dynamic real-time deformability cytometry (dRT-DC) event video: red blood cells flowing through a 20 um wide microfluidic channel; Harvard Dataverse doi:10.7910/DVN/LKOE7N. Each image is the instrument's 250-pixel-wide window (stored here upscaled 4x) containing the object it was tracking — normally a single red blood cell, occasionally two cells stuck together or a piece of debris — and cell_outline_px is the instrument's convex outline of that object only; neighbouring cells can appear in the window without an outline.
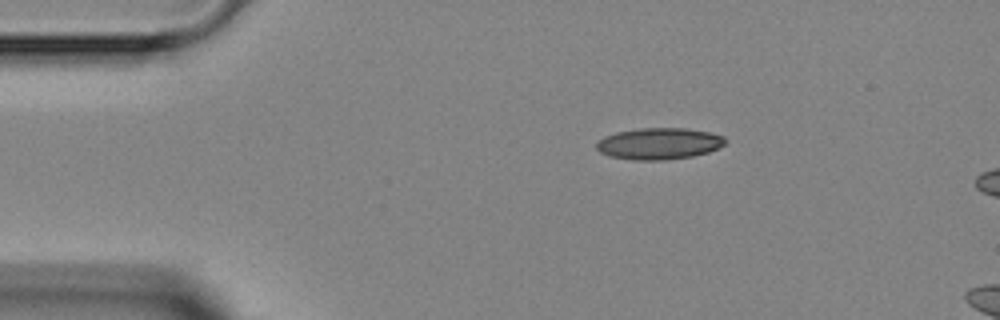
{"species": "Egyptian fruit bat (a non-hibernating species)", "species_latin": "Rousettus aegyptiacus", "temperature_condition": "room temperature", "stored_images_in_passage": 2, "segment_of_instrument_passage": [2, 2], "camera_frame_rate_fps": 3000, "um_per_image_px": 0.085, "animal": {"sex": "female"}, "frame": {"image": 1, "passage_image": 2, "time_ms": 7.0, "image_size_px": [1000, 320], "cell_outline_px": [[728, 140], [724, 144], [708, 152], [692, 156], [664, 160], [632, 160], [608, 156], [600, 152], [596, 148], [596, 140], [604, 136], [616, 132], [640, 128], [684, 128], [708, 132], [724, 136]], "centroid_in_image_um": [55.97, 12.21], "position_along_channel_um": 29.0, "area_um2": 23.76}}